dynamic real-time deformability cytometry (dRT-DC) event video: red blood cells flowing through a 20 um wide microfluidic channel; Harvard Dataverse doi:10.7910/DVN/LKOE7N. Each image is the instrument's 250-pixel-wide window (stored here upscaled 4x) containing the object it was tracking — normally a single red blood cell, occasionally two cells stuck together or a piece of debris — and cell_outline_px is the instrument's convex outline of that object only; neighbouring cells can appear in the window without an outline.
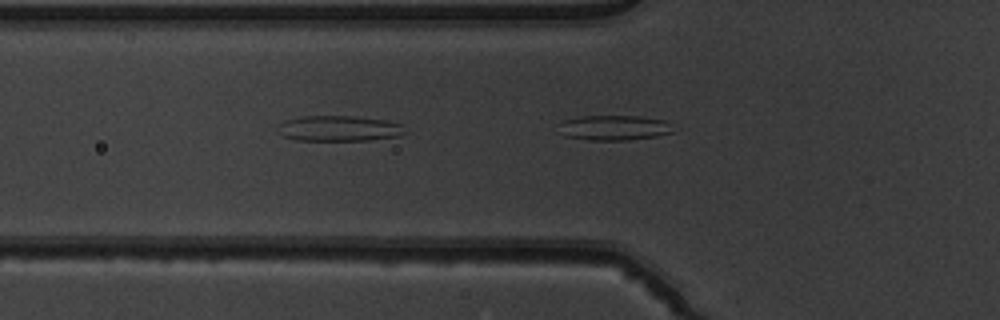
{"species": "common noctule bat (a hibernating species)", "species_latin": "Nyctalus noctula", "temperature_condition": "warm", "stored_images_in_passage": 3, "segment_of_instrument_passage": [2, 2], "camera_frame_rate_fps": 3000, "um_per_image_px": 0.085, "animal": {"sex": "male", "body_mass_g": 19.5, "forearm_length_mm": 54.6}, "frame": {"image": 1, "passage_image": 3, "time_ms": 0.667, "image_size_px": [1000, 320], "cell_outline_px": [[672, 132], [656, 136], [628, 140], [588, 140], [564, 136], [564, 120], [580, 116], [640, 116], [664, 120], [672, 128]], "centroid_in_image_um": [52.25, 10.86], "position_along_channel_um": 73.6, "area_um2": 16.24}}